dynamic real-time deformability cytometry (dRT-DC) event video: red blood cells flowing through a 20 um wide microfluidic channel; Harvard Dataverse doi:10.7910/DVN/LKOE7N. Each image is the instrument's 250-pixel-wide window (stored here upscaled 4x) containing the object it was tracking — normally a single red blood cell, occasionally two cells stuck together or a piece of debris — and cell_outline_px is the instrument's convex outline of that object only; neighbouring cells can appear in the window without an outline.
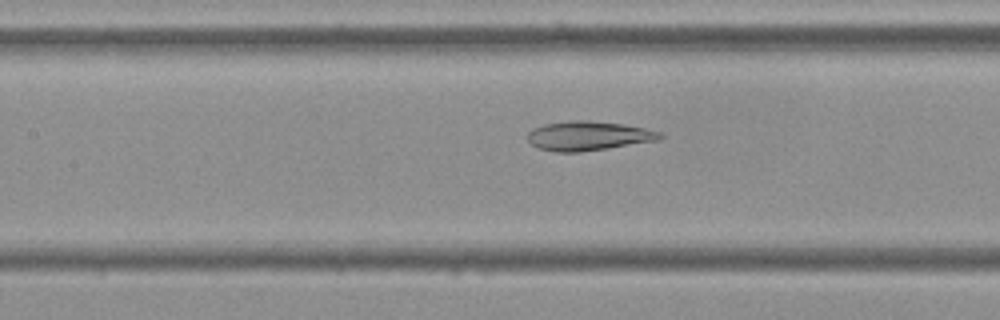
{"species": "Egyptian fruit bat (a non-hibernating species)", "species_latin": "Rousettus aegyptiacus", "temperature_condition": "cold", "stored_images_in_passage": 55, "camera_frame_rate_fps": 3000, "um_per_image_px": 0.085, "frame": {"image": 1, "passage_image": 25, "time_ms": 8.0, "image_size_px": [1000, 320], "cell_outline_px": [[664, 136], [660, 140], [608, 148], [580, 152], [556, 152], [536, 148], [528, 140], [528, 132], [532, 128], [544, 124], [572, 120], [588, 120], [624, 124], [644, 128], [660, 132]], "centroid_in_image_um": [50.0, 11.55], "position_along_channel_um": 157.4, "area_um2": 22.72}}
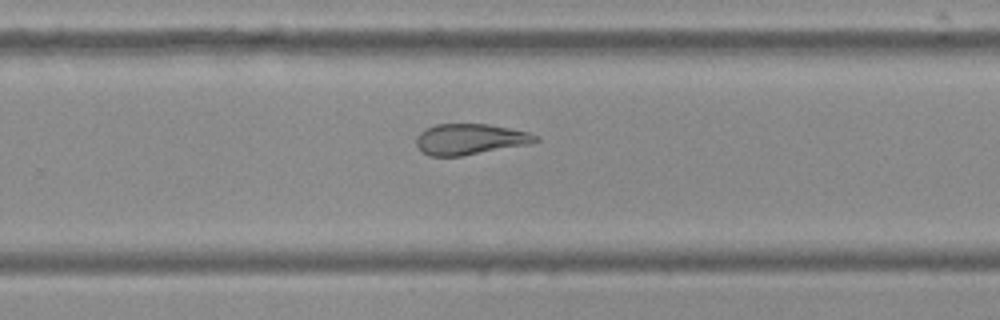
{"frame": {"image": 2, "passage_image": 36, "time_ms": 11.667, "image_size_px": [1000, 320], "cell_outline_px": [[540, 140], [532, 144], [460, 156], [428, 156], [420, 152], [416, 144], [416, 136], [424, 128], [436, 124], [488, 124], [528, 132], [540, 136]], "centroid_in_image_um": [39.94, 11.84], "position_along_channel_um": 289.9, "area_um2": 21.73}}
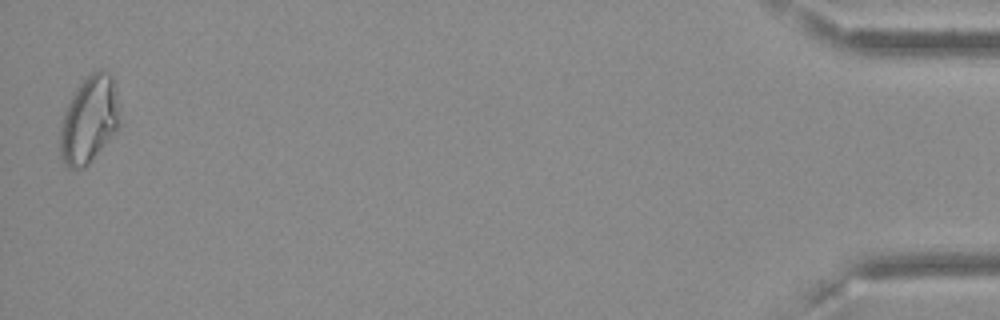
{"frame": {"image": 3, "passage_image": 55, "time_ms": 18.0, "image_size_px": [1000, 320], "cell_outline_px": [[120, 124], [116, 132], [92, 160], [84, 168], [68, 168], [64, 164], [60, 156], [60, 128], [64, 112], [72, 96], [80, 84], [92, 72], [108, 72], [112, 76], [116, 96]], "centroid_in_image_um": [7.56, 10.24], "position_along_channel_um": 427.6, "area_um2": 29.77}, "authors_computed_cell_mechanics": {"area_um2": 25.721, "velocity_mm_per_s": 3.6159, "shape_relaxation_time_tau1_ms": null, "shape_relaxation_time_tau2_ms": 4.0293, "deformation_change_tau1": null, "deformation_change_tau2": 0.1188}}